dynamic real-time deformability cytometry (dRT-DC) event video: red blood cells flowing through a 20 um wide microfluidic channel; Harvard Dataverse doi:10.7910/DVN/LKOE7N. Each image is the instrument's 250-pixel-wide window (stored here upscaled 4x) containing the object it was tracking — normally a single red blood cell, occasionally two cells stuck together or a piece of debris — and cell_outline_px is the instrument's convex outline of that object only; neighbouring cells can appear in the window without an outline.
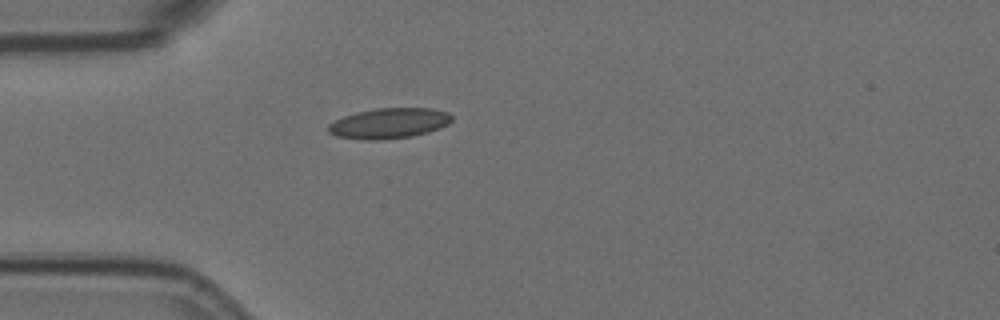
{"species": "Egyptian fruit bat (a non-hibernating species)", "species_latin": "Rousettus aegyptiacus", "temperature_condition": "room temperature", "stored_images_in_passage": 3, "camera_frame_rate_fps": 3000, "um_per_image_px": 0.085, "animal": {"sex": "female"}, "frame": {"image": 1, "passage_image": 1, "time_ms": 0.0, "image_size_px": [1000, 320], "cell_outline_px": [[452, 120], [448, 124], [440, 128], [428, 132], [412, 136], [376, 140], [368, 140], [336, 136], [328, 132], [328, 124], [344, 116], [356, 112], [376, 108], [432, 108], [448, 112], [452, 116]], "centroid_in_image_um": [33.08, 10.47], "position_along_channel_um": 51.9, "area_um2": 21.85}}
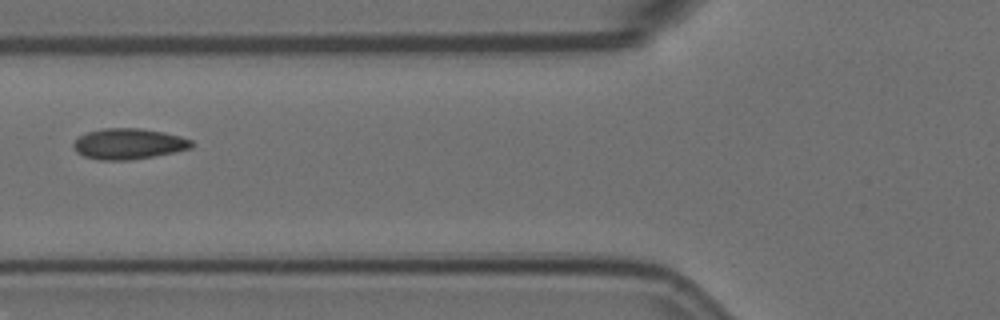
{"frame": {"image": 2, "passage_image": 3, "time_ms": 0.667, "image_size_px": [1000, 320], "cell_outline_px": [[192, 148], [152, 156], [128, 160], [104, 160], [84, 156], [76, 152], [72, 144], [80, 136], [88, 132], [104, 128], [140, 128], [164, 132], [180, 136], [192, 140]], "centroid_in_image_um": [10.92, 12.22], "position_along_channel_um": 114.9, "area_um2": 20.92}}